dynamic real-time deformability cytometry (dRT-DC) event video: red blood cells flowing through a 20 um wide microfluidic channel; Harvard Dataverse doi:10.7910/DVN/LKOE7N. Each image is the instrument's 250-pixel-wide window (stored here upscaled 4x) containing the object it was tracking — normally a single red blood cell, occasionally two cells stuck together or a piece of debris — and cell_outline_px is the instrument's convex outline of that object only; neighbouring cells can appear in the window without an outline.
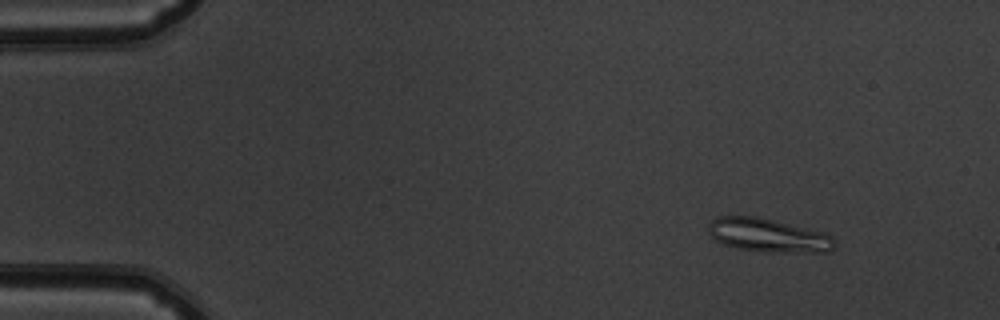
{"species": "common noctule bat (a hibernating species)", "species_latin": "Nyctalus noctula", "temperature_condition": "warm", "stored_images_in_passage": 52, "camera_frame_rate_fps": 3000, "um_per_image_px": 0.085, "animal": {"sex": "male", "body_mass_g": 19.5, "forearm_length_mm": 54.6}, "frame": {"image": 1, "passage_image": 5, "time_ms": 1.333, "image_size_px": [1000, 320], "cell_outline_px": [[836, 244], [828, 252], [764, 252], [736, 248], [712, 240], [708, 232], [708, 224], [716, 216], [756, 216], [824, 232], [832, 236], [836, 240]], "centroid_in_image_um": [65.27, 20.0], "position_along_channel_um": 19.7, "area_um2": 24.97}}
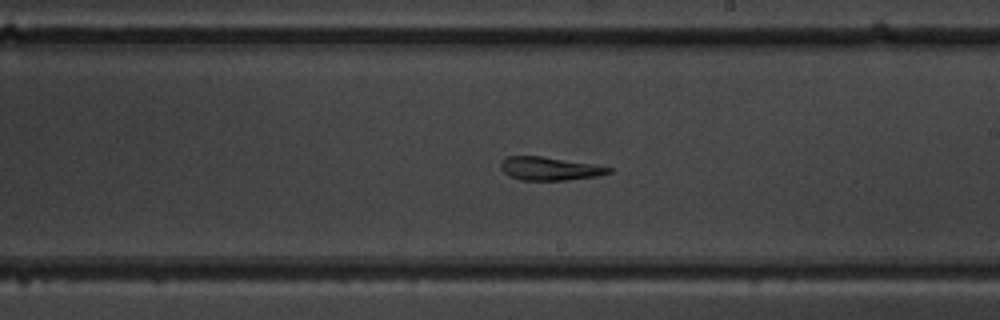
{"frame": {"image": 2, "passage_image": 30, "time_ms": 9.667, "image_size_px": [1000, 320], "cell_outline_px": [[612, 172], [600, 176], [568, 180], [520, 180], [508, 176], [500, 168], [500, 160], [508, 156], [540, 156], [596, 164], [612, 168]], "centroid_in_image_um": [46.72, 14.33], "position_along_channel_um": 242.3, "area_um2": 14.91}}
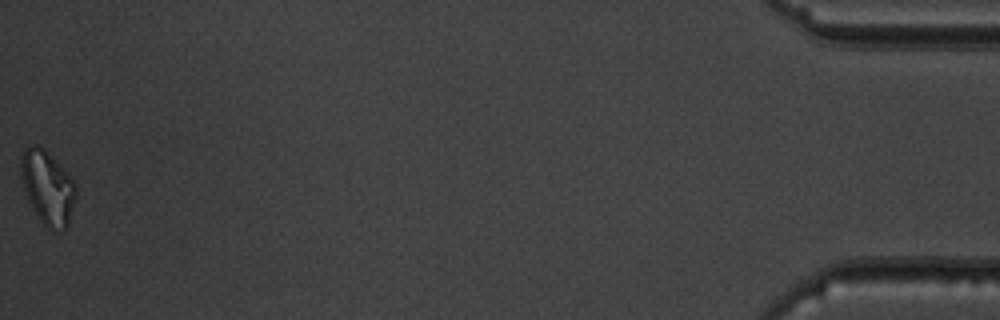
{"frame": {"image": 3, "passage_image": 52, "time_ms": 17.0, "image_size_px": [1000, 320], "cell_outline_px": [[76, 196], [68, 224], [60, 232], [52, 232], [40, 220], [28, 200], [20, 176], [20, 156], [24, 148], [28, 144], [36, 144], [44, 148], [76, 184]], "centroid_in_image_um": [4.01, 15.93], "position_along_channel_um": 431.2, "area_um2": 23.64}, "authors_computed_cell_mechanics": {"area_um2": 18.4093, "velocity_mm_per_s": 3.8492, "shape_relaxation_time_tau1_ms": null, "shape_relaxation_time_tau2_ms": 2.7309, "deformation_change_tau1": null, "deformation_change_tau2": 0.1074}}